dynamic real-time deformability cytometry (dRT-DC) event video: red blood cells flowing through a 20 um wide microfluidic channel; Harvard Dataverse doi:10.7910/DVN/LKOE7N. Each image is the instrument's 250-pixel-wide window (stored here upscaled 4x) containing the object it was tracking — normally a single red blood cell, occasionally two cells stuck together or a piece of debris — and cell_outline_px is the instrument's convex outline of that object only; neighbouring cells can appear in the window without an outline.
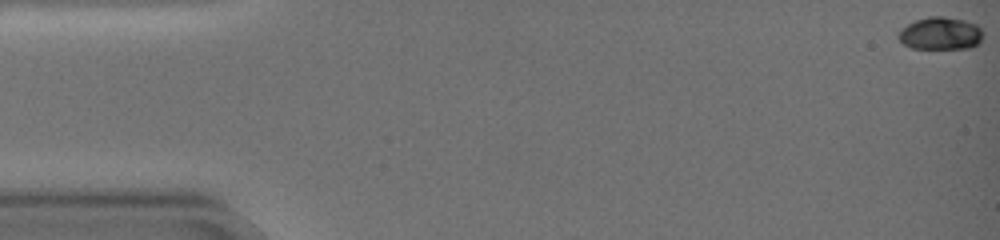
{"species": "common noctule bat (a hibernating species)", "species_latin": "Nyctalus noctula", "temperature_condition": "warm", "stored_images_in_passage": 57, "camera_frame_rate_fps": 3000, "um_per_image_px": 0.085, "animal": {"sex": "female", "body_mass_g": 19.0, "forearm_length_mm": 51.5}, "frame": {"image": 1, "passage_image": 1, "time_ms": 0.0, "image_size_px": [1000, 240], "cell_outline_px": [[984, 32], [980, 44], [972, 48], [912, 48], [904, 44], [896, 36], [908, 24], [916, 20], [928, 16], [940, 16], [964, 20], [976, 24]], "centroid_in_image_um": [79.99, 2.85], "position_along_channel_um": 5.0, "area_um2": 16.07}}
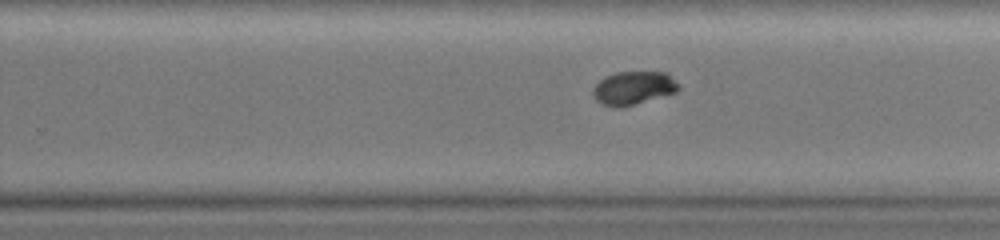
{"frame": {"image": 2, "passage_image": 38, "time_ms": 12.333, "image_size_px": [1000, 240], "cell_outline_px": [[680, 88], [676, 92], [620, 108], [616, 108], [600, 104], [592, 96], [592, 88], [604, 76], [616, 72], [668, 72], [680, 84]], "centroid_in_image_um": [53.82, 7.47], "position_along_channel_um": 276.0, "area_um2": 16.88}}
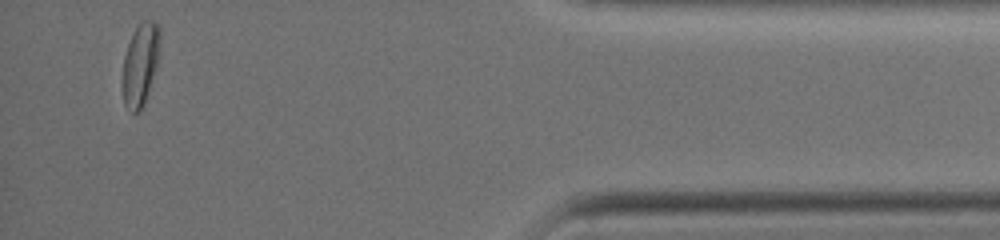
{"frame": {"image": 3, "passage_image": 55, "time_ms": 18.0, "image_size_px": [1000, 240], "cell_outline_px": [[160, 40], [156, 68], [144, 104], [140, 112], [132, 112], [124, 104], [120, 80], [124, 56], [128, 44], [140, 20], [156, 20], [160, 24]], "centroid_in_image_um": [11.91, 5.45], "position_along_channel_um": 423.3, "area_um2": 18.38}}